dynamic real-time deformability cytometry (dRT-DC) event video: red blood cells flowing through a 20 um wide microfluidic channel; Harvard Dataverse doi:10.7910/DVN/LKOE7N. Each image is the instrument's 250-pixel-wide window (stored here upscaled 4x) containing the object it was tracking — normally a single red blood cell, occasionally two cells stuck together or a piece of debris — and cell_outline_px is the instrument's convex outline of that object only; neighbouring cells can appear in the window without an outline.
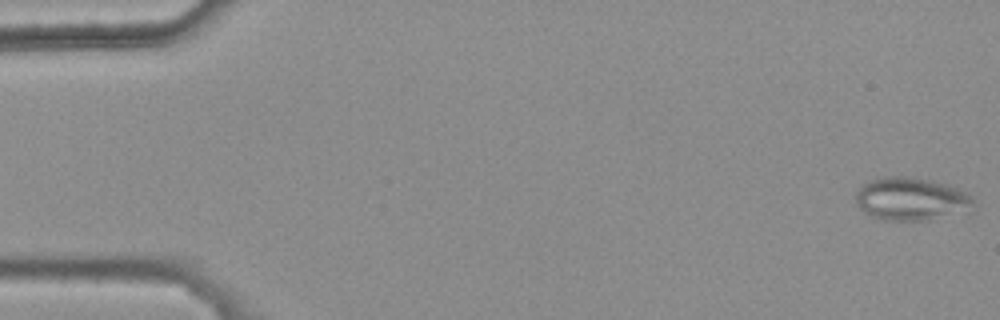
{"species": "common noctule bat (a hibernating species)", "species_latin": "Nyctalus noctula", "temperature_condition": "warm", "stored_images_in_passage": 29, "camera_frame_rate_fps": 3000, "um_per_image_px": 0.085, "animal": {"sex": "female", "body_mass_g": 25.1}, "frame": {"image": 1, "passage_image": 1, "time_ms": 0.0, "image_size_px": [1000, 320], "cell_outline_px": [[976, 200], [972, 204], [928, 220], [880, 220], [872, 216], [860, 208], [856, 204], [856, 192], [860, 184], [872, 180], [888, 176], [904, 176], [928, 180], [944, 184], [956, 188], [972, 196]], "centroid_in_image_um": [77.29, 16.88], "position_along_channel_um": 7.7, "area_um2": 28.38}}
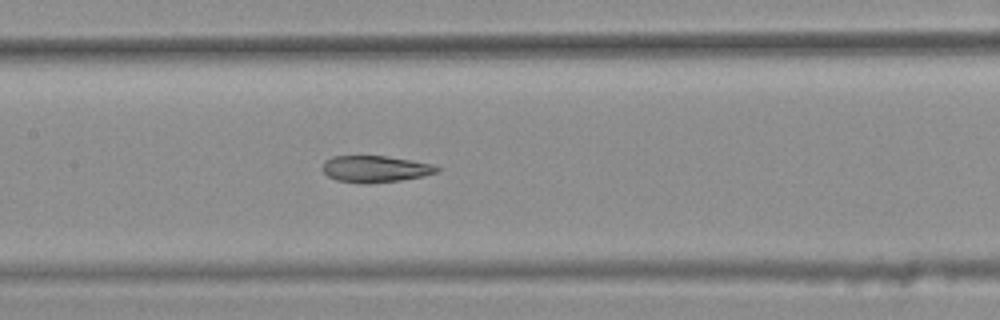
{"frame": {"image": 2, "passage_image": 26, "time_ms": 8.333, "image_size_px": [1000, 320], "cell_outline_px": [[440, 172], [424, 176], [400, 180], [368, 184], [364, 184], [336, 180], [328, 176], [324, 172], [324, 160], [332, 156], [384, 156], [432, 164], [440, 168]], "centroid_in_image_um": [31.9, 14.37], "position_along_channel_um": 175.5, "area_um2": 17.69}}
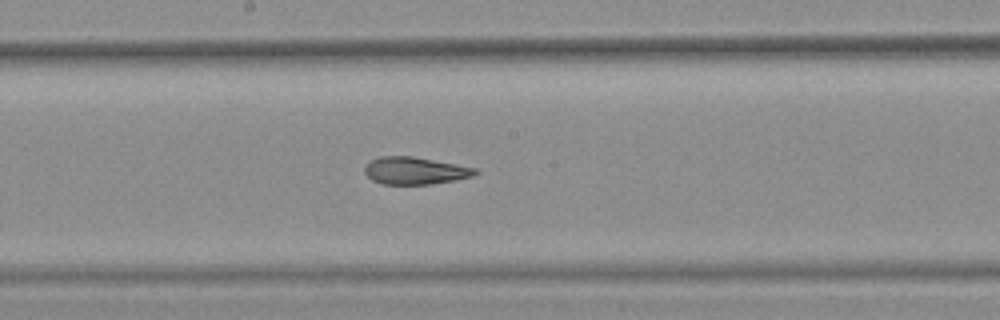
{"frame": {"image": 3, "passage_image": 29, "time_ms": 9.333, "image_size_px": [1000, 320], "cell_outline_px": [[480, 172], [472, 176], [456, 180], [432, 184], [380, 184], [372, 180], [364, 172], [364, 168], [368, 160], [380, 156], [412, 156], [456, 164], [476, 168]], "centroid_in_image_um": [35.25, 14.51], "position_along_channel_um": 213.0, "area_um2": 17.74}}